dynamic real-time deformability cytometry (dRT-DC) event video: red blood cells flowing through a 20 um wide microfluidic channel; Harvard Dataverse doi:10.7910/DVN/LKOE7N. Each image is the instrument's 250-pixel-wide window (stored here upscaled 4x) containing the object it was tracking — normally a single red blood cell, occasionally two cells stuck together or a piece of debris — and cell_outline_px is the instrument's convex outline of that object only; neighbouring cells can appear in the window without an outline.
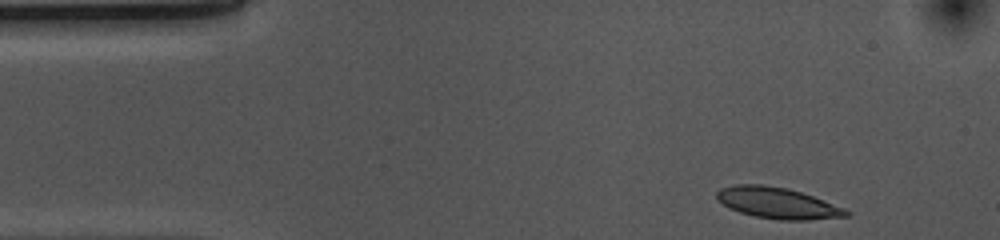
{"species": "common noctule bat (a hibernating species)", "species_latin": "Nyctalus noctula", "temperature_condition": "cold", "stored_images_in_passage": 38, "camera_frame_rate_fps": 3000, "um_per_image_px": 0.085, "animal": {"sex": "female", "body_mass_g": 10.0, "forearm_length_mm": 53.1}, "frame": {"image": 1, "passage_image": 1, "time_ms": 0.0, "image_size_px": [1000, 240], "cell_outline_px": [[852, 212], [848, 216], [808, 220], [780, 220], [756, 216], [740, 212], [716, 200], [716, 192], [720, 188], [736, 184], [764, 184], [788, 188], [812, 196], [844, 208]], "centroid_in_image_um": [66.08, 17.25], "position_along_channel_um": 18.9, "area_um2": 23.35}}
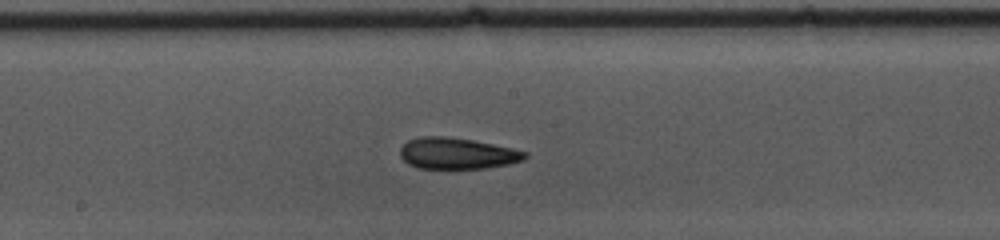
{"frame": {"image": 2, "passage_image": 22, "time_ms": 7.0, "image_size_px": [1000, 240], "cell_outline_px": [[528, 156], [524, 160], [508, 164], [484, 168], [416, 168], [408, 164], [400, 156], [400, 148], [408, 140], [420, 136], [448, 136], [472, 140], [512, 148], [528, 152]], "centroid_in_image_um": [38.84, 13.03], "position_along_channel_um": 209.4, "area_um2": 22.77}}
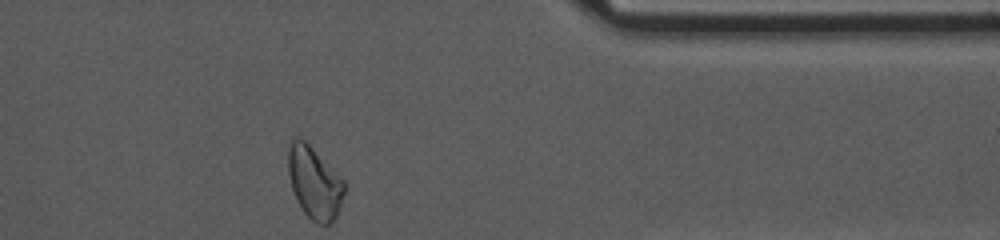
{"frame": {"image": 3, "passage_image": 38, "time_ms": 12.333, "image_size_px": [1000, 240], "cell_outline_px": [[344, 192], [336, 216], [328, 224], [316, 224], [304, 212], [292, 188], [288, 172], [288, 148], [292, 136], [296, 136], [304, 140], [344, 180]], "centroid_in_image_um": [26.7, 15.5], "position_along_channel_um": 384.7, "area_um2": 23.12}, "authors_computed_cell_mechanics": {"area_um2": 23.0911, "velocity_mm_per_s": 3.6839, "shape_relaxation_time_tau1_ms": 3.9285, "shape_relaxation_time_tau2_ms": 3.713, "deformation_change_tau1": 0.1097, "deformation_change_tau2": 0.1022}}